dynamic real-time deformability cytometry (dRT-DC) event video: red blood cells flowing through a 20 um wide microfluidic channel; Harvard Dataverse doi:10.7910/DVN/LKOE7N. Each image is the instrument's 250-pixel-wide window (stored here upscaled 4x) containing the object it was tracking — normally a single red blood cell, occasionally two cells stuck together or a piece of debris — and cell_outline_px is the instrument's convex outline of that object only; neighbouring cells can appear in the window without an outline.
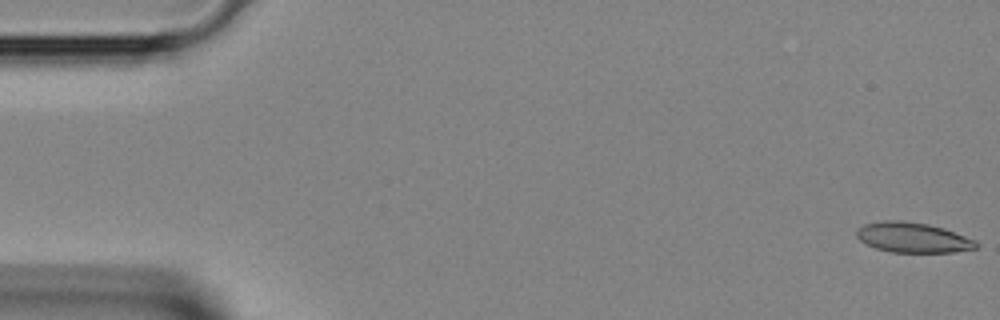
{"species": "Egyptian fruit bat (a non-hibernating species)", "species_latin": "Rousettus aegyptiacus", "temperature_condition": "room temperature", "stored_images_in_passage": 10, "camera_frame_rate_fps": 3000, "um_per_image_px": 0.085, "animal": {"sex": "female"}, "frame": {"image": 1, "passage_image": 1, "time_ms": 0.0, "image_size_px": [1000, 320], "cell_outline_px": [[980, 244], [976, 248], [952, 252], [892, 252], [876, 248], [860, 240], [856, 236], [856, 228], [864, 224], [884, 220], [900, 220], [928, 224], [944, 228], [976, 240]], "centroid_in_image_um": [77.59, 20.18], "position_along_channel_um": 7.4, "area_um2": 20.98}}